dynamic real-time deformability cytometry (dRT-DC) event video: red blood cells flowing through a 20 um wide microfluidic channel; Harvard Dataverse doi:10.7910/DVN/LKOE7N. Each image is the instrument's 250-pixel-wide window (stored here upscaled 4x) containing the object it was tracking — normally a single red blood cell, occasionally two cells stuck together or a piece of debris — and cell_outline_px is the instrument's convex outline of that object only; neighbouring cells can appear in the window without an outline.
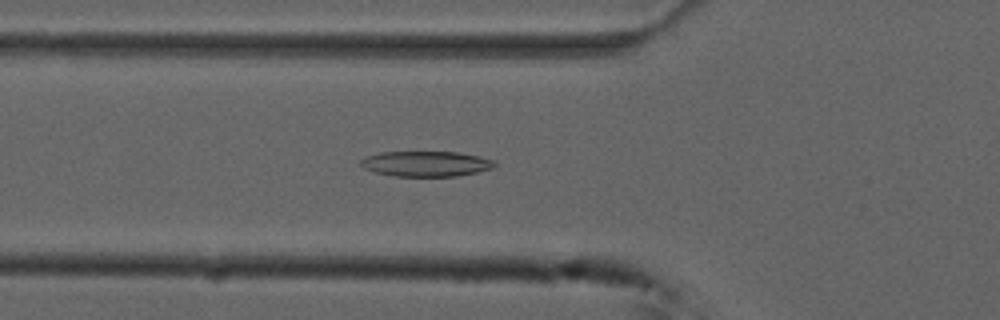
{"species": "common noctule bat (a hibernating species)", "species_latin": "Nyctalus noctula", "temperature_condition": "cold", "stored_images_in_passage": 38, "camera_frame_rate_fps": 3000, "um_per_image_px": 0.085, "animal": {"sex": "male", "forearm_length_mm": 52.5}, "frame": {"image": 1, "passage_image": 3, "time_ms": 0.667, "image_size_px": [1000, 320], "cell_outline_px": [[496, 164], [492, 168], [476, 172], [456, 176], [396, 176], [376, 172], [364, 168], [360, 164], [360, 160], [368, 156], [380, 152], [456, 152], [496, 160]], "centroid_in_image_um": [36.21, 13.92], "position_along_channel_um": 89.6, "area_um2": 19.54}}
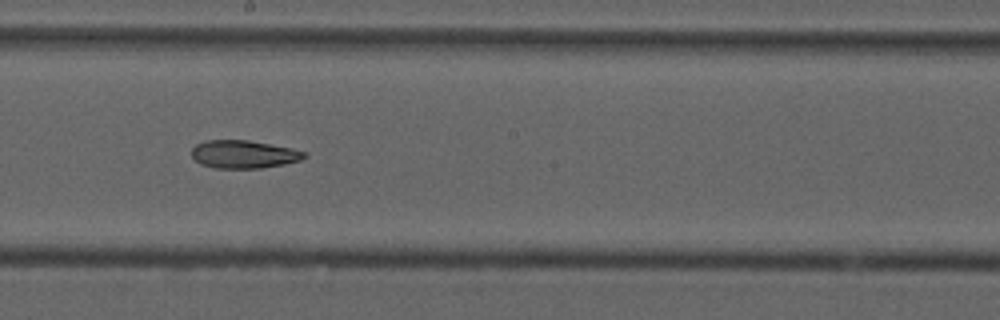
{"frame": {"image": 2, "passage_image": 14, "time_ms": 4.333, "image_size_px": [1000, 320], "cell_outline_px": [[308, 156], [300, 160], [284, 164], [260, 168], [216, 168], [200, 164], [192, 156], [192, 148], [196, 144], [204, 140], [248, 140], [292, 148], [308, 152]], "centroid_in_image_um": [20.73, 13.11], "position_along_channel_um": 227.5, "area_um2": 18.44}}
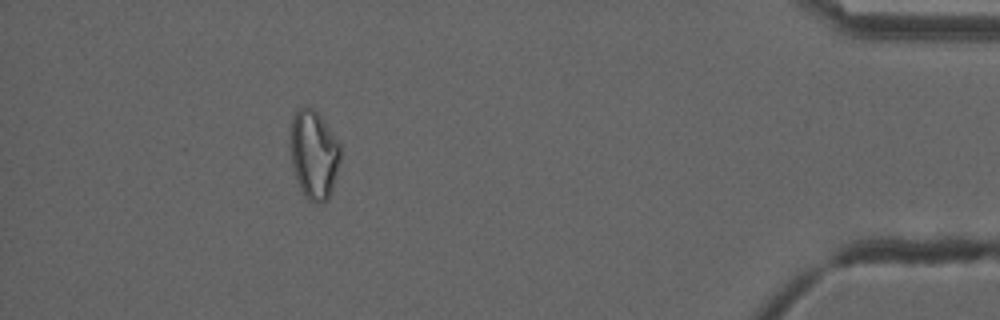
{"frame": {"image": 3, "passage_image": 33, "time_ms": 10.667, "image_size_px": [1000, 320], "cell_outline_px": [[340, 160], [332, 188], [328, 200], [324, 204], [316, 204], [308, 200], [304, 196], [296, 180], [288, 148], [288, 140], [292, 116], [300, 108], [312, 108], [320, 116], [340, 144]], "centroid_in_image_um": [26.63, 13.17], "position_along_channel_um": 408.6, "area_um2": 26.24}}